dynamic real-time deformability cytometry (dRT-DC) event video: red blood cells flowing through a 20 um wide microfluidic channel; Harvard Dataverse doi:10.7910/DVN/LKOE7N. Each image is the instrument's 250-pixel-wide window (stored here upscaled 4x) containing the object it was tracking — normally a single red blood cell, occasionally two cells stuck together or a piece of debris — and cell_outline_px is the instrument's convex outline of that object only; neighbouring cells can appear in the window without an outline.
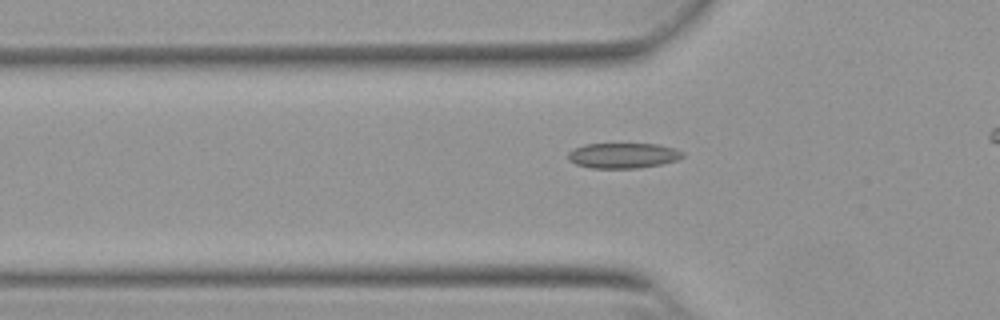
{"species": "Egyptian fruit bat (a non-hibernating species)", "species_latin": "Rousettus aegyptiacus", "temperature_condition": "warm", "stored_images_in_passage": 42, "camera_frame_rate_fps": 3000, "um_per_image_px": 0.085, "animal": {"sex": "female"}, "frame": {"image": 1, "passage_image": 13, "time_ms": 4.0, "image_size_px": [1000, 320], "cell_outline_px": [[684, 156], [676, 160], [664, 164], [640, 168], [592, 168], [576, 164], [568, 160], [568, 152], [572, 148], [584, 144], [660, 144], [676, 148], [684, 152]], "centroid_in_image_um": [52.98, 13.22], "position_along_channel_um": 72.8, "area_um2": 17.17}}
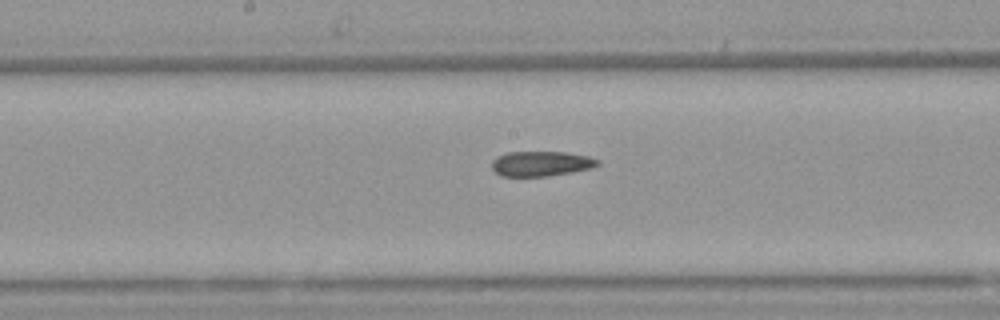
{"frame": {"image": 2, "passage_image": 23, "time_ms": 7.333, "image_size_px": [1000, 320], "cell_outline_px": [[600, 164], [592, 168], [572, 172], [548, 176], [500, 176], [492, 168], [492, 160], [496, 156], [508, 152], [568, 152], [588, 156], [600, 160]], "centroid_in_image_um": [46.0, 13.9], "position_along_channel_um": 202.2, "area_um2": 15.55}}
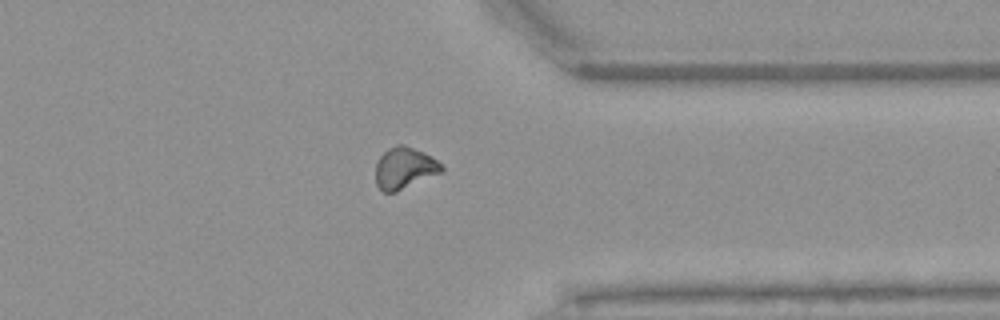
{"frame": {"image": 3, "passage_image": 37, "time_ms": 12.0, "image_size_px": [1000, 320], "cell_outline_px": [[444, 172], [396, 192], [384, 192], [376, 184], [376, 160], [388, 148], [396, 144], [404, 144], [424, 152], [436, 160], [444, 168]], "centroid_in_image_um": [34.38, 14.28], "position_along_channel_um": 377.0, "area_um2": 16.13}, "authors_computed_cell_mechanics": {"area_um2": 16.3863, "velocity_mm_per_s": 3.873, "shape_relaxation_time_tau1_ms": null, "shape_relaxation_time_tau2_ms": 4.1481, "deformation_change_tau1": null, "deformation_change_tau2": 0.0848}}